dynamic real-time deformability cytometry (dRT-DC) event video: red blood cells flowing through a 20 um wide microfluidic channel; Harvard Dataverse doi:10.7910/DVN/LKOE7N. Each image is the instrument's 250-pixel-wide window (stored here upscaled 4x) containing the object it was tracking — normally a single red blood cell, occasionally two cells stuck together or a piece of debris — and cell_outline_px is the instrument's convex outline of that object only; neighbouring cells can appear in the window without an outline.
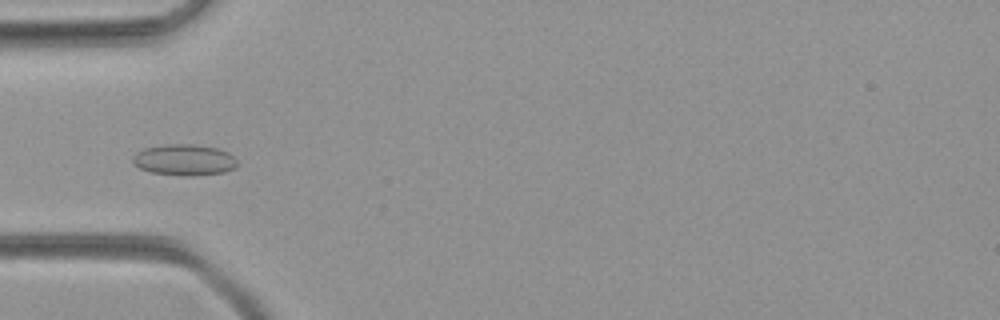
{"species": "common noctule bat (a hibernating species)", "species_latin": "Nyctalus noctula", "temperature_condition": "room temperature", "stored_images_in_passage": 21, "camera_frame_rate_fps": 3000, "um_per_image_px": 0.085, "animal": {"sex": "female", "body_mass_g": 21.9}, "frame": {"image": 1, "passage_image": 10, "time_ms": 3.0, "image_size_px": [1000, 320], "cell_outline_px": [[236, 168], [224, 172], [192, 176], [184, 176], [152, 172], [140, 168], [132, 160], [132, 156], [136, 152], [144, 148], [164, 144], [192, 144], [220, 148], [228, 152], [236, 160]], "centroid_in_image_um": [15.67, 13.58], "position_along_channel_um": 69.3, "area_um2": 19.02}}
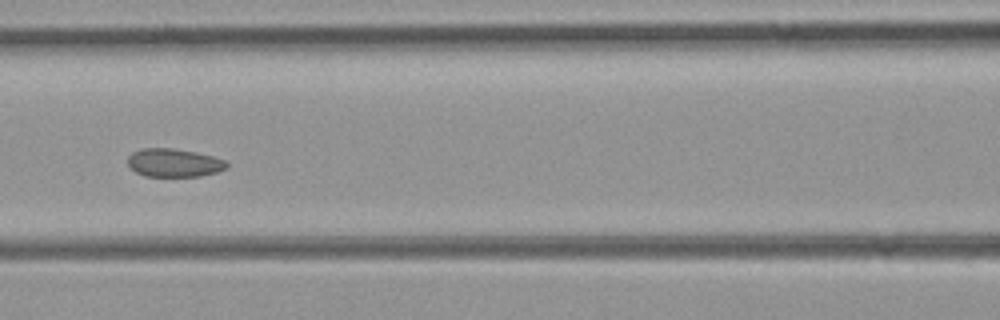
{"frame": {"image": 2, "passage_image": 16, "time_ms": 5.0, "image_size_px": [1000, 320], "cell_outline_px": [[228, 168], [216, 172], [200, 176], [144, 176], [136, 172], [128, 164], [128, 156], [132, 152], [140, 148], [172, 148], [196, 152], [228, 160]], "centroid_in_image_um": [14.81, 13.83], "position_along_channel_um": 151.8, "area_um2": 16.42}}
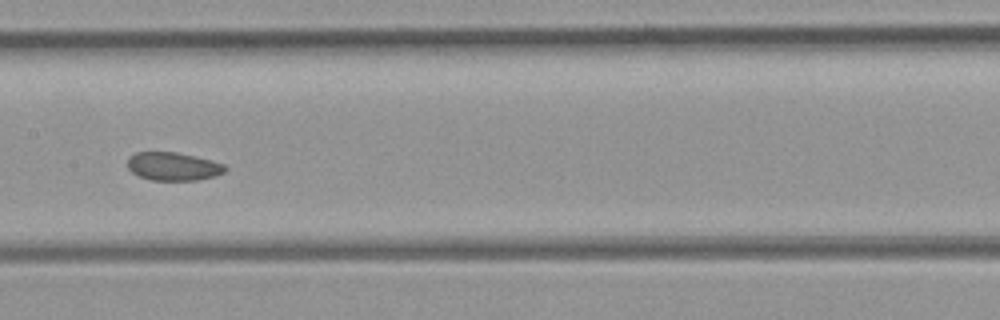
{"frame": {"image": 3, "passage_image": 19, "time_ms": 6.0, "image_size_px": [1000, 320], "cell_outline_px": [[228, 168], [224, 172], [216, 176], [196, 180], [152, 180], [140, 176], [132, 172], [128, 168], [128, 156], [136, 152], [176, 152], [212, 160], [224, 164]], "centroid_in_image_um": [14.73, 14.14], "position_along_channel_um": 192.7, "area_um2": 16.07}}